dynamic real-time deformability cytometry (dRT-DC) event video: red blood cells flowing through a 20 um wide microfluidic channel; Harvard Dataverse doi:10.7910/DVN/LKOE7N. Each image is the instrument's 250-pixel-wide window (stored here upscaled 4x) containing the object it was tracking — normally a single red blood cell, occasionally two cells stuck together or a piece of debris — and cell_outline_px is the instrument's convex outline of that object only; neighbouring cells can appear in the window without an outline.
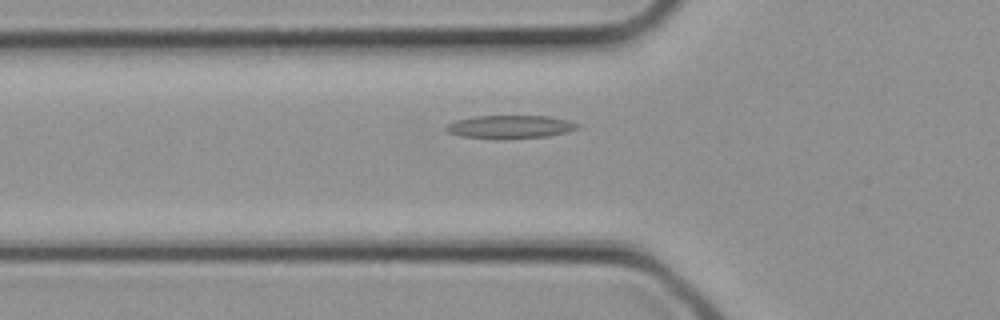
{"species": "common noctule bat (a hibernating species)", "species_latin": "Nyctalus noctula", "temperature_condition": "cold", "stored_images_in_passage": 31, "camera_frame_rate_fps": 3000, "um_per_image_px": 0.085, "animal": {"sex": "female", "body_mass_g": 21.9}, "frame": {"image": 1, "passage_image": 10, "time_ms": 3.0, "image_size_px": [1000, 320], "cell_outline_px": [[580, 128], [568, 132], [548, 136], [500, 140], [496, 140], [460, 136], [448, 132], [444, 128], [448, 124], [456, 120], [476, 116], [548, 116], [568, 120], [580, 124]], "centroid_in_image_um": [43.37, 10.8], "position_along_channel_um": 82.4, "area_um2": 18.09}}
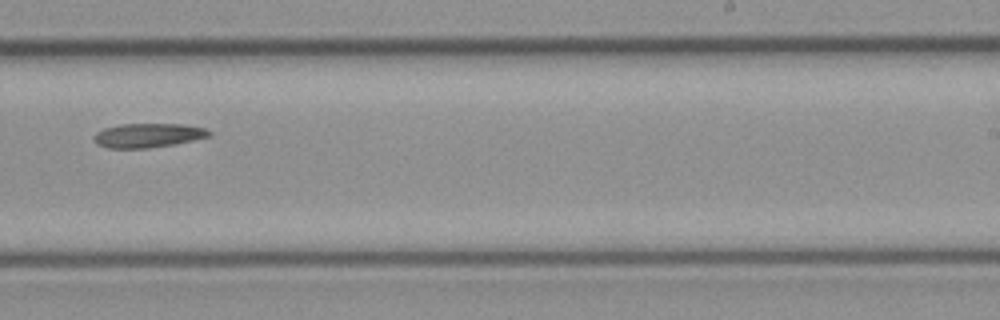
{"frame": {"image": 2, "passage_image": 19, "time_ms": 6.0, "image_size_px": [1000, 320], "cell_outline_px": [[212, 136], [172, 144], [148, 148], [108, 148], [96, 144], [96, 132], [104, 128], [120, 124], [180, 124], [204, 128], [212, 132]], "centroid_in_image_um": [12.59, 11.5], "position_along_channel_um": 276.4, "area_um2": 16.01}}
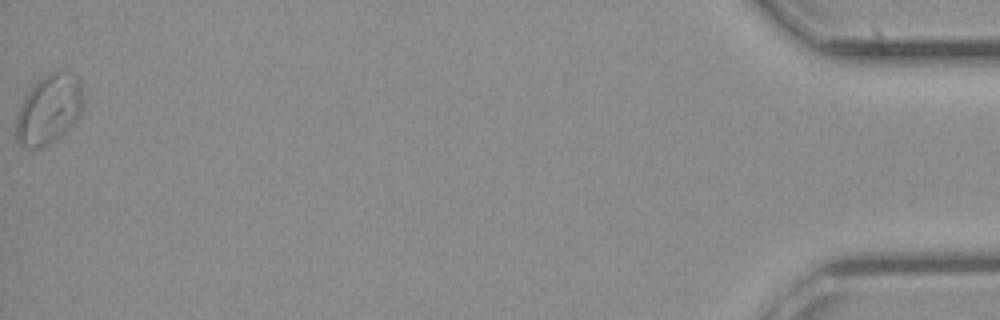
{"frame": {"image": 3, "passage_image": 31, "time_ms": 10.0, "image_size_px": [1000, 320], "cell_outline_px": [[80, 112], [72, 124], [64, 132], [48, 144], [36, 148], [32, 148], [20, 144], [16, 140], [16, 120], [20, 104], [24, 96], [44, 76], [56, 68], [68, 72], [76, 76], [80, 80]], "centroid_in_image_um": [4.11, 9.27], "position_along_channel_um": 431.1, "area_um2": 26.47}}